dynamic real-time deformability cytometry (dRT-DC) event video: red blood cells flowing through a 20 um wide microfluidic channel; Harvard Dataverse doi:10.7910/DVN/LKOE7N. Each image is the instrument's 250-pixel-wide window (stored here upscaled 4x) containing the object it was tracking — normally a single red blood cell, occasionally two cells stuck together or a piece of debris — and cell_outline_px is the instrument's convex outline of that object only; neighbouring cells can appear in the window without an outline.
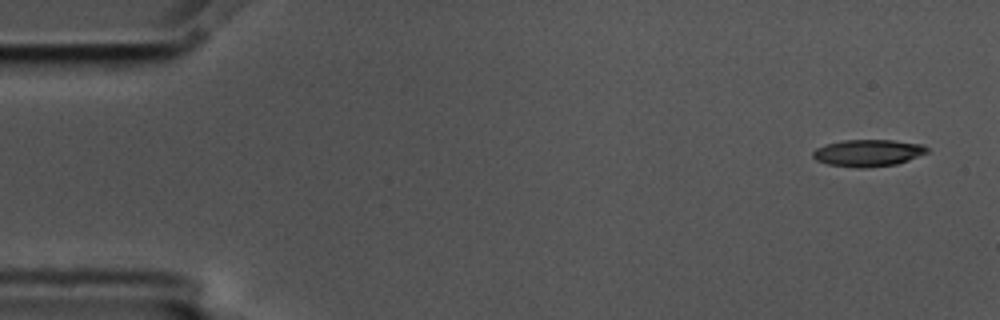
{"species": "common noctule bat (a hibernating species)", "species_latin": "Nyctalus noctula", "temperature_condition": "cold", "stored_images_in_passage": 3, "camera_frame_rate_fps": 3000, "um_per_image_px": 0.085, "animal": {"sex": "male", "body_mass_g": 17.5, "forearm_length_mm": 52.3}, "frame": {"image": 1, "passage_image": 1, "time_ms": 0.0, "image_size_px": [1000, 320], "cell_outline_px": [[928, 152], [908, 160], [896, 164], [868, 168], [856, 168], [828, 164], [816, 160], [812, 156], [812, 152], [816, 148], [824, 144], [840, 140], [892, 140], [924, 144], [928, 148]], "centroid_in_image_um": [73.76, 12.99], "position_along_channel_um": 11.2, "area_um2": 18.09}}